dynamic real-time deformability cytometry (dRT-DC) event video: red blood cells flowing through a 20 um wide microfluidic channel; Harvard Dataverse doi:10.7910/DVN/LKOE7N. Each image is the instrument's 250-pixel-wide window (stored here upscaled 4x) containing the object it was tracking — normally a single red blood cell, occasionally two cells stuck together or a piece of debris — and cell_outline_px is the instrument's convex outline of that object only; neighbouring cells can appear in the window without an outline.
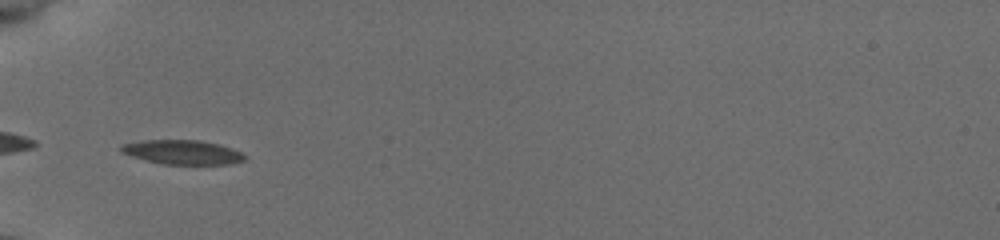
{"species": "common noctule bat (a hibernating species)", "species_latin": "Nyctalus noctula", "temperature_condition": "cold", "stored_images_in_passage": 35, "camera_frame_rate_fps": 3000, "um_per_image_px": 0.085, "animal": {"sex": "female", "body_mass_g": 19.5, "forearm_length_mm": 54.1}, "frame": {"image": 1, "passage_image": 1, "time_ms": 0.0, "image_size_px": [1000, 240], "cell_outline_px": [[248, 156], [244, 160], [232, 164], [164, 164], [132, 156], [120, 152], [120, 144], [140, 140], [200, 140], [220, 144], [244, 152]], "centroid_in_image_um": [15.55, 12.92], "position_along_channel_um": 69.4, "area_um2": 17.69}}
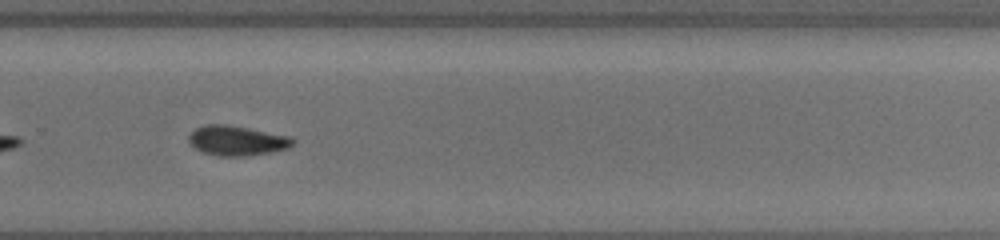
{"frame": {"image": 2, "passage_image": 20, "time_ms": 6.333, "image_size_px": [1000, 240], "cell_outline_px": [[296, 140], [288, 148], [272, 152], [248, 156], [216, 156], [204, 152], [196, 148], [188, 140], [188, 136], [196, 128], [208, 124], [224, 124], [248, 128], [292, 136]], "centroid_in_image_um": [20.17, 11.96], "position_along_channel_um": 309.6, "area_um2": 18.09}}
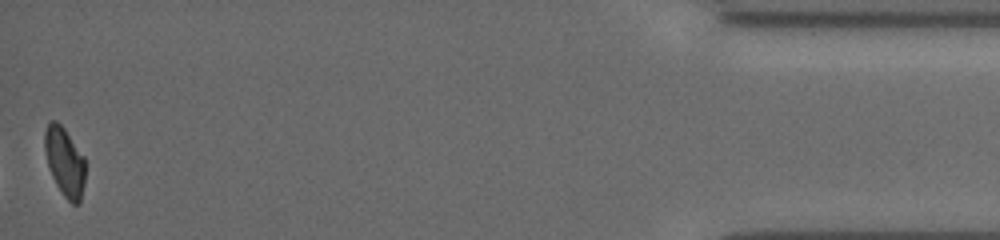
{"frame": {"image": 3, "passage_image": 35, "time_ms": 11.333, "image_size_px": [1000, 240], "cell_outline_px": [[84, 184], [80, 204], [72, 204], [60, 192], [52, 176], [48, 164], [44, 148], [44, 132], [48, 124], [52, 120], [56, 120], [64, 128], [84, 156]], "centroid_in_image_um": [5.5, 13.76], "position_along_channel_um": 429.7, "area_um2": 16.24}, "authors_computed_cell_mechanics": {"area_um2": 18.0914, "velocity_mm_per_s": 3.8669, "shape_relaxation_time_tau1_ms": 3.8531, "shape_relaxation_time_tau2_ms": null, "deformation_change_tau1": 0.1248, "deformation_change_tau2": null}}